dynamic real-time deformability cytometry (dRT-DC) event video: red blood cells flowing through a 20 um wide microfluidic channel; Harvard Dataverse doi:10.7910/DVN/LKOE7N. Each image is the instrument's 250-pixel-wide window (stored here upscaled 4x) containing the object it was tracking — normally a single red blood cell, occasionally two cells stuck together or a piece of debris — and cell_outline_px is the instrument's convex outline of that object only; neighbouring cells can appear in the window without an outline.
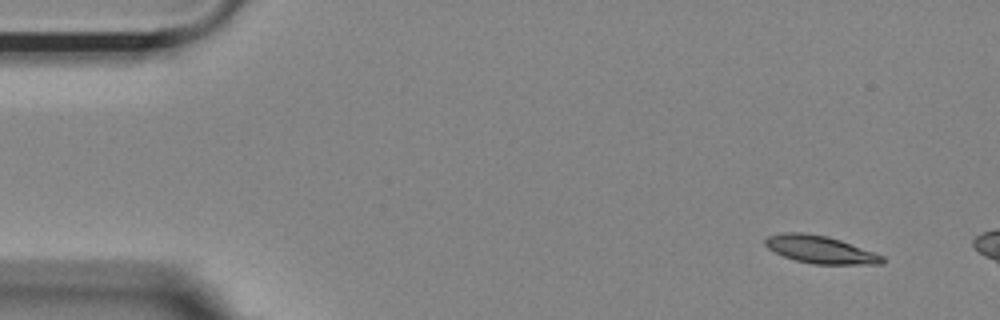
{"species": "Egyptian fruit bat (a non-hibernating species)", "species_latin": "Rousettus aegyptiacus", "temperature_condition": "room temperature", "stored_images_in_passage": 10, "camera_frame_rate_fps": 3000, "um_per_image_px": 0.085, "animal": {"sex": "female"}, "frame": {"image": 1, "passage_image": 4, "time_ms": 1.0, "image_size_px": [1000, 320], "cell_outline_px": [[884, 260], [880, 264], [816, 264], [796, 260], [784, 256], [768, 248], [764, 244], [764, 240], [768, 236], [780, 232], [804, 232], [828, 236], [840, 240], [884, 256]], "centroid_in_image_um": [69.68, 21.19], "position_along_channel_um": 15.3, "area_um2": 18.67}}